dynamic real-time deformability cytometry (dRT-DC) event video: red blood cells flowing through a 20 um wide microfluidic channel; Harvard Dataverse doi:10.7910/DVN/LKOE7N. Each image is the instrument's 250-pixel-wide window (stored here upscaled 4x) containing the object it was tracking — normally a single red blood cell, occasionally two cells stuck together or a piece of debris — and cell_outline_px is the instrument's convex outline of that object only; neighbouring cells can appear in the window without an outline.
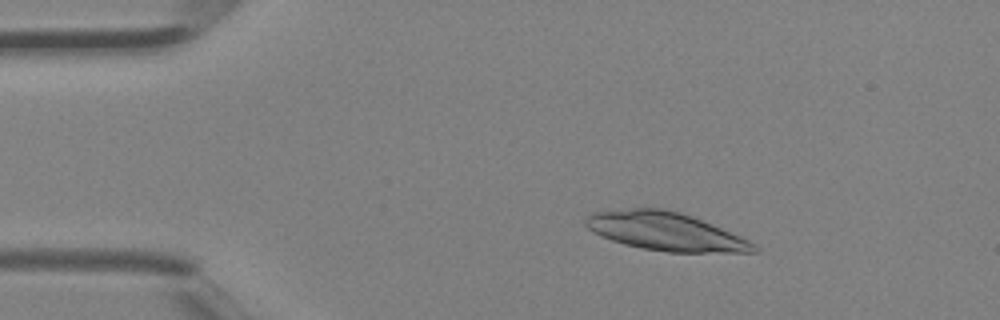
{"species": "Egyptian fruit bat (a non-hibernating species)", "species_latin": "Rousettus aegyptiacus", "temperature_condition": "room temperature", "stored_images_in_passage": 39, "camera_frame_rate_fps": 3000, "um_per_image_px": 0.085, "animal": {"sex": "female"}, "frame": {"image": 1, "passage_image": 6, "time_ms": 1.667, "image_size_px": [1000, 320], "cell_outline_px": [[760, 252], [668, 252], [644, 248], [624, 244], [612, 240], [588, 228], [584, 224], [584, 220], [592, 212], [632, 208], [664, 208], [680, 212], [692, 216], [712, 224], [740, 236], [756, 244], [760, 248]], "centroid_in_image_um": [56.6, 19.67], "position_along_channel_um": 28.4, "area_um2": 37.22}}
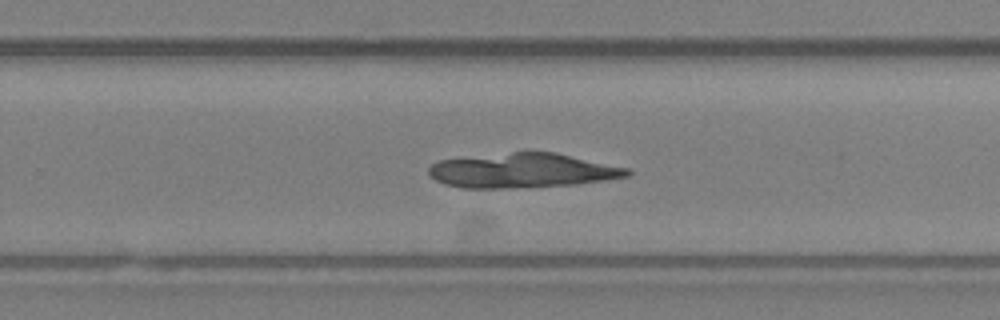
{"frame": {"image": 2, "passage_image": 25, "time_ms": 8.0, "image_size_px": [1000, 320], "cell_outline_px": [[632, 172], [628, 176], [604, 180], [576, 184], [504, 188], [464, 188], [444, 184], [428, 176], [428, 168], [432, 164], [440, 160], [512, 152], [556, 152], [628, 168]], "centroid_in_image_um": [44.4, 14.5], "position_along_channel_um": 285.4, "area_um2": 39.71}}
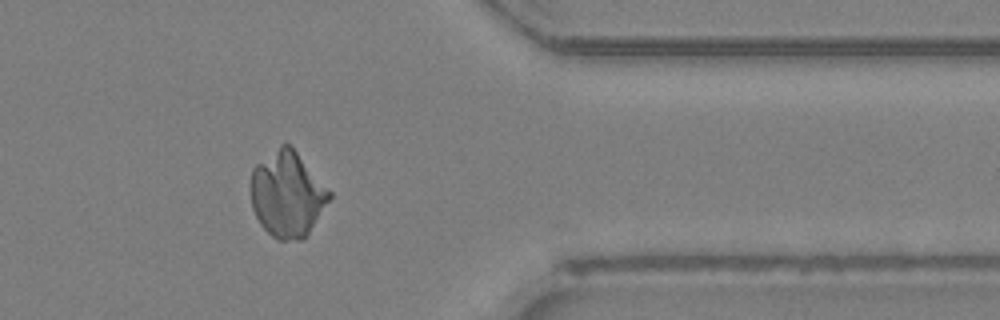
{"frame": {"image": 3, "passage_image": 32, "time_ms": 10.333, "image_size_px": [1000, 320], "cell_outline_px": [[332, 196], [304, 240], [276, 240], [260, 224], [252, 208], [252, 168], [256, 164], [284, 140], [296, 152], [332, 192]], "centroid_in_image_um": [24.42, 16.52], "position_along_channel_um": 387.0, "area_um2": 39.02}}